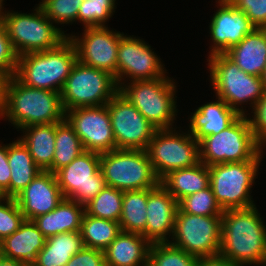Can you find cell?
Returning a JSON list of instances; mask_svg holds the SVG:
<instances>
[{
    "instance_id": "6da1fadb",
    "label": "cell",
    "mask_w": 266,
    "mask_h": 266,
    "mask_svg": "<svg viewBox=\"0 0 266 266\" xmlns=\"http://www.w3.org/2000/svg\"><path fill=\"white\" fill-rule=\"evenodd\" d=\"M221 217L219 255L239 266H265L266 225L256 205L245 209L224 210Z\"/></svg>"
},
{
    "instance_id": "7a4b0ae2",
    "label": "cell",
    "mask_w": 266,
    "mask_h": 266,
    "mask_svg": "<svg viewBox=\"0 0 266 266\" xmlns=\"http://www.w3.org/2000/svg\"><path fill=\"white\" fill-rule=\"evenodd\" d=\"M0 118L19 131L30 125L62 122L65 111L59 92L28 87L13 76L3 82Z\"/></svg>"
},
{
    "instance_id": "3957f363",
    "label": "cell",
    "mask_w": 266,
    "mask_h": 266,
    "mask_svg": "<svg viewBox=\"0 0 266 266\" xmlns=\"http://www.w3.org/2000/svg\"><path fill=\"white\" fill-rule=\"evenodd\" d=\"M76 61V48L68 37L56 48L19 56L15 77L28 87L60 93Z\"/></svg>"
},
{
    "instance_id": "277c9868",
    "label": "cell",
    "mask_w": 266,
    "mask_h": 266,
    "mask_svg": "<svg viewBox=\"0 0 266 266\" xmlns=\"http://www.w3.org/2000/svg\"><path fill=\"white\" fill-rule=\"evenodd\" d=\"M263 147L256 139L247 115H240L229 127L199 142L200 162L221 163L262 161Z\"/></svg>"
},
{
    "instance_id": "5b68a950",
    "label": "cell",
    "mask_w": 266,
    "mask_h": 266,
    "mask_svg": "<svg viewBox=\"0 0 266 266\" xmlns=\"http://www.w3.org/2000/svg\"><path fill=\"white\" fill-rule=\"evenodd\" d=\"M207 62L216 97L226 102L238 114L248 115L242 105L250 102L253 110L263 97L265 89L262 77L245 73L225 53L212 55Z\"/></svg>"
},
{
    "instance_id": "8992f818",
    "label": "cell",
    "mask_w": 266,
    "mask_h": 266,
    "mask_svg": "<svg viewBox=\"0 0 266 266\" xmlns=\"http://www.w3.org/2000/svg\"><path fill=\"white\" fill-rule=\"evenodd\" d=\"M119 92L157 129H174L177 116L176 83L168 76L125 82ZM128 84V85H127ZM175 95V97H174ZM173 126V127H172Z\"/></svg>"
},
{
    "instance_id": "52a82bcc",
    "label": "cell",
    "mask_w": 266,
    "mask_h": 266,
    "mask_svg": "<svg viewBox=\"0 0 266 266\" xmlns=\"http://www.w3.org/2000/svg\"><path fill=\"white\" fill-rule=\"evenodd\" d=\"M33 13L7 11L3 18L7 35L17 56L58 47L68 38L38 5Z\"/></svg>"
},
{
    "instance_id": "ba28073f",
    "label": "cell",
    "mask_w": 266,
    "mask_h": 266,
    "mask_svg": "<svg viewBox=\"0 0 266 266\" xmlns=\"http://www.w3.org/2000/svg\"><path fill=\"white\" fill-rule=\"evenodd\" d=\"M100 170L107 186L123 192L151 189L160 183L146 150L114 149L102 153Z\"/></svg>"
},
{
    "instance_id": "9c48e42d",
    "label": "cell",
    "mask_w": 266,
    "mask_h": 266,
    "mask_svg": "<svg viewBox=\"0 0 266 266\" xmlns=\"http://www.w3.org/2000/svg\"><path fill=\"white\" fill-rule=\"evenodd\" d=\"M119 87L114 76L76 61L60 92L64 111L106 105Z\"/></svg>"
},
{
    "instance_id": "30bf717a",
    "label": "cell",
    "mask_w": 266,
    "mask_h": 266,
    "mask_svg": "<svg viewBox=\"0 0 266 266\" xmlns=\"http://www.w3.org/2000/svg\"><path fill=\"white\" fill-rule=\"evenodd\" d=\"M261 161L221 163L209 166V185L222 210L255 206L250 190Z\"/></svg>"
},
{
    "instance_id": "8fae6325",
    "label": "cell",
    "mask_w": 266,
    "mask_h": 266,
    "mask_svg": "<svg viewBox=\"0 0 266 266\" xmlns=\"http://www.w3.org/2000/svg\"><path fill=\"white\" fill-rule=\"evenodd\" d=\"M176 128L156 130L146 149L155 175L161 180L169 172L200 163L199 142L189 132Z\"/></svg>"
},
{
    "instance_id": "7c38bea8",
    "label": "cell",
    "mask_w": 266,
    "mask_h": 266,
    "mask_svg": "<svg viewBox=\"0 0 266 266\" xmlns=\"http://www.w3.org/2000/svg\"><path fill=\"white\" fill-rule=\"evenodd\" d=\"M221 216H200L182 212L175 214L173 239L169 243L197 258L219 255L221 248Z\"/></svg>"
},
{
    "instance_id": "4fadbf2b",
    "label": "cell",
    "mask_w": 266,
    "mask_h": 266,
    "mask_svg": "<svg viewBox=\"0 0 266 266\" xmlns=\"http://www.w3.org/2000/svg\"><path fill=\"white\" fill-rule=\"evenodd\" d=\"M54 174L63 197L84 206L107 186L96 152L84 151Z\"/></svg>"
},
{
    "instance_id": "5bb4252c",
    "label": "cell",
    "mask_w": 266,
    "mask_h": 266,
    "mask_svg": "<svg viewBox=\"0 0 266 266\" xmlns=\"http://www.w3.org/2000/svg\"><path fill=\"white\" fill-rule=\"evenodd\" d=\"M106 106L116 149L146 150L157 129L120 92Z\"/></svg>"
},
{
    "instance_id": "9a60e30c",
    "label": "cell",
    "mask_w": 266,
    "mask_h": 266,
    "mask_svg": "<svg viewBox=\"0 0 266 266\" xmlns=\"http://www.w3.org/2000/svg\"><path fill=\"white\" fill-rule=\"evenodd\" d=\"M152 50L144 40L133 35L131 37L124 34L120 38L116 66L118 87L125 84V78L132 82L162 78L167 75L165 65Z\"/></svg>"
},
{
    "instance_id": "2e32d148",
    "label": "cell",
    "mask_w": 266,
    "mask_h": 266,
    "mask_svg": "<svg viewBox=\"0 0 266 266\" xmlns=\"http://www.w3.org/2000/svg\"><path fill=\"white\" fill-rule=\"evenodd\" d=\"M124 34L109 30L107 26L86 27L82 36L68 35L74 43L77 60L108 72L116 79L117 54L120 38Z\"/></svg>"
},
{
    "instance_id": "e0dca14e",
    "label": "cell",
    "mask_w": 266,
    "mask_h": 266,
    "mask_svg": "<svg viewBox=\"0 0 266 266\" xmlns=\"http://www.w3.org/2000/svg\"><path fill=\"white\" fill-rule=\"evenodd\" d=\"M65 119L74 128L85 151L102 154L116 149L106 105L67 110Z\"/></svg>"
},
{
    "instance_id": "ac0fdd59",
    "label": "cell",
    "mask_w": 266,
    "mask_h": 266,
    "mask_svg": "<svg viewBox=\"0 0 266 266\" xmlns=\"http://www.w3.org/2000/svg\"><path fill=\"white\" fill-rule=\"evenodd\" d=\"M218 10L210 20L209 30L214 45L209 56L226 53L239 44L256 27L243 11L238 10L229 0H217Z\"/></svg>"
},
{
    "instance_id": "d6986e66",
    "label": "cell",
    "mask_w": 266,
    "mask_h": 266,
    "mask_svg": "<svg viewBox=\"0 0 266 266\" xmlns=\"http://www.w3.org/2000/svg\"><path fill=\"white\" fill-rule=\"evenodd\" d=\"M63 198L55 174L42 171L15 197V200L24 219L33 220L53 211Z\"/></svg>"
},
{
    "instance_id": "ffe728a7",
    "label": "cell",
    "mask_w": 266,
    "mask_h": 266,
    "mask_svg": "<svg viewBox=\"0 0 266 266\" xmlns=\"http://www.w3.org/2000/svg\"><path fill=\"white\" fill-rule=\"evenodd\" d=\"M176 199L159 183L147 189L146 239L150 243L169 242L174 232ZM169 235V237L167 236Z\"/></svg>"
},
{
    "instance_id": "44dd1931",
    "label": "cell",
    "mask_w": 266,
    "mask_h": 266,
    "mask_svg": "<svg viewBox=\"0 0 266 266\" xmlns=\"http://www.w3.org/2000/svg\"><path fill=\"white\" fill-rule=\"evenodd\" d=\"M45 242L46 237L35 223L25 219L18 230L0 241V255L31 266Z\"/></svg>"
},
{
    "instance_id": "7402d4cb",
    "label": "cell",
    "mask_w": 266,
    "mask_h": 266,
    "mask_svg": "<svg viewBox=\"0 0 266 266\" xmlns=\"http://www.w3.org/2000/svg\"><path fill=\"white\" fill-rule=\"evenodd\" d=\"M208 102L191 113L188 132L200 142L209 135H215L229 127L239 116L222 99Z\"/></svg>"
},
{
    "instance_id": "603a6c76",
    "label": "cell",
    "mask_w": 266,
    "mask_h": 266,
    "mask_svg": "<svg viewBox=\"0 0 266 266\" xmlns=\"http://www.w3.org/2000/svg\"><path fill=\"white\" fill-rule=\"evenodd\" d=\"M150 246L141 234L121 231L103 251L106 266H148Z\"/></svg>"
},
{
    "instance_id": "cb8c5ba5",
    "label": "cell",
    "mask_w": 266,
    "mask_h": 266,
    "mask_svg": "<svg viewBox=\"0 0 266 266\" xmlns=\"http://www.w3.org/2000/svg\"><path fill=\"white\" fill-rule=\"evenodd\" d=\"M225 54L245 73L261 77L266 66V28H255Z\"/></svg>"
},
{
    "instance_id": "d4e9b609",
    "label": "cell",
    "mask_w": 266,
    "mask_h": 266,
    "mask_svg": "<svg viewBox=\"0 0 266 266\" xmlns=\"http://www.w3.org/2000/svg\"><path fill=\"white\" fill-rule=\"evenodd\" d=\"M85 206L71 199L63 198L51 212L40 215L32 221L48 238L53 235L80 231Z\"/></svg>"
},
{
    "instance_id": "484cf974",
    "label": "cell",
    "mask_w": 266,
    "mask_h": 266,
    "mask_svg": "<svg viewBox=\"0 0 266 266\" xmlns=\"http://www.w3.org/2000/svg\"><path fill=\"white\" fill-rule=\"evenodd\" d=\"M20 130L24 135L19 139L29 149L35 164L42 171L51 172L55 153L56 123L30 125Z\"/></svg>"
},
{
    "instance_id": "4316f807",
    "label": "cell",
    "mask_w": 266,
    "mask_h": 266,
    "mask_svg": "<svg viewBox=\"0 0 266 266\" xmlns=\"http://www.w3.org/2000/svg\"><path fill=\"white\" fill-rule=\"evenodd\" d=\"M209 167L200 162L196 166L169 172L160 184L179 202L184 197L209 186Z\"/></svg>"
},
{
    "instance_id": "83f0119b",
    "label": "cell",
    "mask_w": 266,
    "mask_h": 266,
    "mask_svg": "<svg viewBox=\"0 0 266 266\" xmlns=\"http://www.w3.org/2000/svg\"><path fill=\"white\" fill-rule=\"evenodd\" d=\"M8 164L11 168L10 198H15L42 172L19 138L8 144Z\"/></svg>"
},
{
    "instance_id": "f1b7e54d",
    "label": "cell",
    "mask_w": 266,
    "mask_h": 266,
    "mask_svg": "<svg viewBox=\"0 0 266 266\" xmlns=\"http://www.w3.org/2000/svg\"><path fill=\"white\" fill-rule=\"evenodd\" d=\"M83 247L80 231L53 235L46 238L44 247L31 266H65Z\"/></svg>"
},
{
    "instance_id": "f546056e",
    "label": "cell",
    "mask_w": 266,
    "mask_h": 266,
    "mask_svg": "<svg viewBox=\"0 0 266 266\" xmlns=\"http://www.w3.org/2000/svg\"><path fill=\"white\" fill-rule=\"evenodd\" d=\"M147 189L123 192L121 231L138 233L146 239Z\"/></svg>"
},
{
    "instance_id": "4dcf8cb0",
    "label": "cell",
    "mask_w": 266,
    "mask_h": 266,
    "mask_svg": "<svg viewBox=\"0 0 266 266\" xmlns=\"http://www.w3.org/2000/svg\"><path fill=\"white\" fill-rule=\"evenodd\" d=\"M120 232L119 222L83 215L80 234L86 248L104 251Z\"/></svg>"
},
{
    "instance_id": "1f68e13d",
    "label": "cell",
    "mask_w": 266,
    "mask_h": 266,
    "mask_svg": "<svg viewBox=\"0 0 266 266\" xmlns=\"http://www.w3.org/2000/svg\"><path fill=\"white\" fill-rule=\"evenodd\" d=\"M84 151L80 138L68 121L64 119L62 122L56 123L55 153L51 172L55 173L62 167L69 165Z\"/></svg>"
},
{
    "instance_id": "d6a6232c",
    "label": "cell",
    "mask_w": 266,
    "mask_h": 266,
    "mask_svg": "<svg viewBox=\"0 0 266 266\" xmlns=\"http://www.w3.org/2000/svg\"><path fill=\"white\" fill-rule=\"evenodd\" d=\"M123 191L106 186L85 205V213L97 218L119 222L122 212Z\"/></svg>"
},
{
    "instance_id": "836d02e7",
    "label": "cell",
    "mask_w": 266,
    "mask_h": 266,
    "mask_svg": "<svg viewBox=\"0 0 266 266\" xmlns=\"http://www.w3.org/2000/svg\"><path fill=\"white\" fill-rule=\"evenodd\" d=\"M198 258L169 242L151 243L148 266H197Z\"/></svg>"
},
{
    "instance_id": "e575fe53",
    "label": "cell",
    "mask_w": 266,
    "mask_h": 266,
    "mask_svg": "<svg viewBox=\"0 0 266 266\" xmlns=\"http://www.w3.org/2000/svg\"><path fill=\"white\" fill-rule=\"evenodd\" d=\"M178 208L188 214L200 216H222L223 210L217 203L210 185L190 194L178 202Z\"/></svg>"
},
{
    "instance_id": "d590c367",
    "label": "cell",
    "mask_w": 266,
    "mask_h": 266,
    "mask_svg": "<svg viewBox=\"0 0 266 266\" xmlns=\"http://www.w3.org/2000/svg\"><path fill=\"white\" fill-rule=\"evenodd\" d=\"M116 0H84L78 10L77 20L84 28L106 26L115 12Z\"/></svg>"
},
{
    "instance_id": "8d00e7d4",
    "label": "cell",
    "mask_w": 266,
    "mask_h": 266,
    "mask_svg": "<svg viewBox=\"0 0 266 266\" xmlns=\"http://www.w3.org/2000/svg\"><path fill=\"white\" fill-rule=\"evenodd\" d=\"M84 0H42L40 8L55 24L77 22L78 10Z\"/></svg>"
},
{
    "instance_id": "74e56055",
    "label": "cell",
    "mask_w": 266,
    "mask_h": 266,
    "mask_svg": "<svg viewBox=\"0 0 266 266\" xmlns=\"http://www.w3.org/2000/svg\"><path fill=\"white\" fill-rule=\"evenodd\" d=\"M15 198L4 197L0 200V241L10 236L24 221Z\"/></svg>"
},
{
    "instance_id": "f35d334b",
    "label": "cell",
    "mask_w": 266,
    "mask_h": 266,
    "mask_svg": "<svg viewBox=\"0 0 266 266\" xmlns=\"http://www.w3.org/2000/svg\"><path fill=\"white\" fill-rule=\"evenodd\" d=\"M18 56L15 53L6 29L0 22V76L5 80L15 76Z\"/></svg>"
},
{
    "instance_id": "ab89813d",
    "label": "cell",
    "mask_w": 266,
    "mask_h": 266,
    "mask_svg": "<svg viewBox=\"0 0 266 266\" xmlns=\"http://www.w3.org/2000/svg\"><path fill=\"white\" fill-rule=\"evenodd\" d=\"M256 28H266V0H229Z\"/></svg>"
},
{
    "instance_id": "60d3db41",
    "label": "cell",
    "mask_w": 266,
    "mask_h": 266,
    "mask_svg": "<svg viewBox=\"0 0 266 266\" xmlns=\"http://www.w3.org/2000/svg\"><path fill=\"white\" fill-rule=\"evenodd\" d=\"M251 113L253 115L248 119L255 139L264 147L266 146V91Z\"/></svg>"
},
{
    "instance_id": "b9f144b4",
    "label": "cell",
    "mask_w": 266,
    "mask_h": 266,
    "mask_svg": "<svg viewBox=\"0 0 266 266\" xmlns=\"http://www.w3.org/2000/svg\"><path fill=\"white\" fill-rule=\"evenodd\" d=\"M65 266H106L104 252L99 249L83 247L71 257Z\"/></svg>"
},
{
    "instance_id": "7bdbcfd3",
    "label": "cell",
    "mask_w": 266,
    "mask_h": 266,
    "mask_svg": "<svg viewBox=\"0 0 266 266\" xmlns=\"http://www.w3.org/2000/svg\"><path fill=\"white\" fill-rule=\"evenodd\" d=\"M11 168L8 164V144H0V189L10 198Z\"/></svg>"
},
{
    "instance_id": "ee69618b",
    "label": "cell",
    "mask_w": 266,
    "mask_h": 266,
    "mask_svg": "<svg viewBox=\"0 0 266 266\" xmlns=\"http://www.w3.org/2000/svg\"><path fill=\"white\" fill-rule=\"evenodd\" d=\"M197 266H239L220 255L198 258Z\"/></svg>"
},
{
    "instance_id": "f6af8a7d",
    "label": "cell",
    "mask_w": 266,
    "mask_h": 266,
    "mask_svg": "<svg viewBox=\"0 0 266 266\" xmlns=\"http://www.w3.org/2000/svg\"><path fill=\"white\" fill-rule=\"evenodd\" d=\"M0 266H27L25 263L0 255Z\"/></svg>"
},
{
    "instance_id": "bcb514c9",
    "label": "cell",
    "mask_w": 266,
    "mask_h": 266,
    "mask_svg": "<svg viewBox=\"0 0 266 266\" xmlns=\"http://www.w3.org/2000/svg\"><path fill=\"white\" fill-rule=\"evenodd\" d=\"M3 1H4V0H0V22L3 21V18H4V16H5L6 13H7L6 10L3 11V10H4V9H3Z\"/></svg>"
},
{
    "instance_id": "7dc6e473",
    "label": "cell",
    "mask_w": 266,
    "mask_h": 266,
    "mask_svg": "<svg viewBox=\"0 0 266 266\" xmlns=\"http://www.w3.org/2000/svg\"><path fill=\"white\" fill-rule=\"evenodd\" d=\"M3 82H4V79L0 76V108L2 104Z\"/></svg>"
},
{
    "instance_id": "c3c4849f",
    "label": "cell",
    "mask_w": 266,
    "mask_h": 266,
    "mask_svg": "<svg viewBox=\"0 0 266 266\" xmlns=\"http://www.w3.org/2000/svg\"><path fill=\"white\" fill-rule=\"evenodd\" d=\"M262 81H263V86H264V89L266 91V66H265V70H264V73L262 74Z\"/></svg>"
},
{
    "instance_id": "681fc988",
    "label": "cell",
    "mask_w": 266,
    "mask_h": 266,
    "mask_svg": "<svg viewBox=\"0 0 266 266\" xmlns=\"http://www.w3.org/2000/svg\"><path fill=\"white\" fill-rule=\"evenodd\" d=\"M5 196V193L0 189V200L3 199Z\"/></svg>"
}]
</instances>
